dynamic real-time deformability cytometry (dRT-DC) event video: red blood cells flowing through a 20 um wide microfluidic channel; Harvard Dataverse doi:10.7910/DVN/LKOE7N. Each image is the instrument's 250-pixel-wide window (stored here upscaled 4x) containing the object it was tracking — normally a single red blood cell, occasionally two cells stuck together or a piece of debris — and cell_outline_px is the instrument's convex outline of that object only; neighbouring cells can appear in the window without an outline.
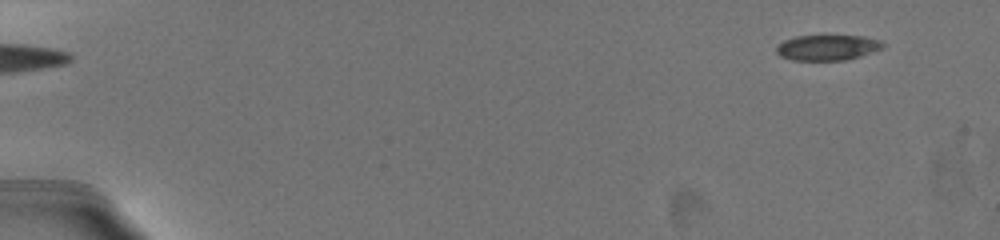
{"species": "common noctule bat (a hibernating species)", "species_latin": "Nyctalus noctula", "temperature_condition": "warm", "stored_images_in_passage": 35, "camera_frame_rate_fps": 3000, "um_per_image_px": 0.085, "animal": {"sex": "female", "body_mass_g": 19.5, "forearm_length_mm": 54.1}, "frame": {"image": 1, "passage_image": 1, "time_ms": 0.0, "image_size_px": [1000, 240], "cell_outline_px": [[884, 44], [880, 48], [860, 56], [844, 60], [792, 60], [780, 56], [776, 52], [776, 48], [780, 44], [788, 40], [800, 36], [860, 36]], "centroid_in_image_um": [70.26, 4.06], "position_along_channel_um": 14.7, "area_um2": 15.09}}
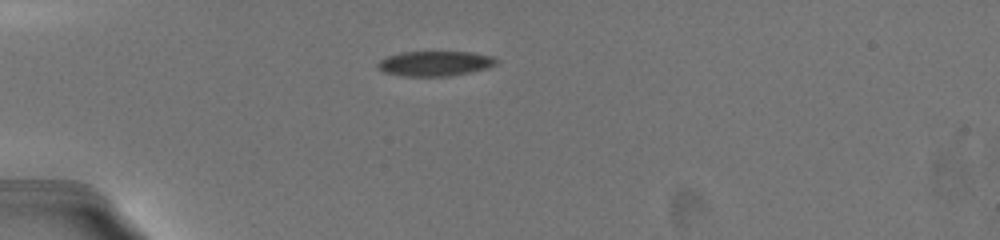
{"frame": {"image": 2, "passage_image": 30, "time_ms": 4.333, "image_size_px": [1000, 240], "cell_outline_px": [[496, 64], [484, 68], [468, 72], [448, 76], [404, 76], [384, 72], [380, 68], [380, 60], [388, 56], [404, 52], [468, 52], [488, 56], [496, 60]], "centroid_in_image_um": [36.93, 5.4], "position_along_channel_um": 48.1, "area_um2": 16.59}}